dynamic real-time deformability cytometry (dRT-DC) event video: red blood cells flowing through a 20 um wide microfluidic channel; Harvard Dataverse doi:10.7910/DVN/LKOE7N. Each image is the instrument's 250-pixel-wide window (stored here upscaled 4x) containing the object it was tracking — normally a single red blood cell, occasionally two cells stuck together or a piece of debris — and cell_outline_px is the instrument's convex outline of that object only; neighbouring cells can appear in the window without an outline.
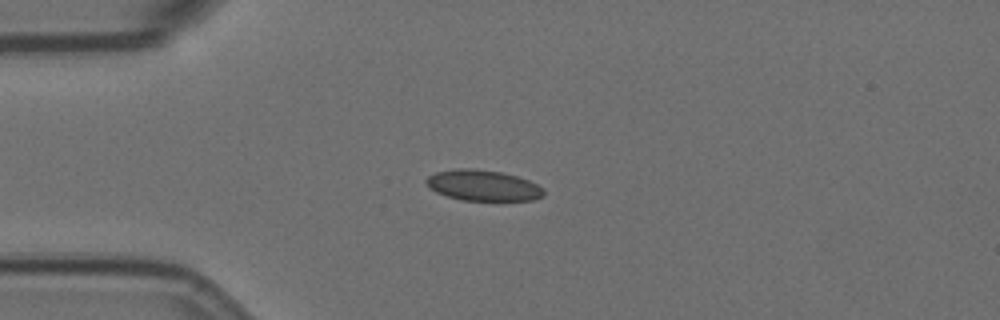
{"species": "Egyptian fruit bat (a non-hibernating species)", "species_latin": "Rousettus aegyptiacus", "temperature_condition": "room temperature", "stored_images_in_passage": 44, "camera_frame_rate_fps": 3000, "um_per_image_px": 0.085, "animal": {"sex": "female"}, "frame": {"image": 1, "passage_image": 1, "time_ms": 0.0, "image_size_px": [1000, 320], "cell_outline_px": [[544, 196], [532, 200], [460, 200], [436, 192], [428, 188], [424, 180], [428, 176], [436, 172], [456, 168], [468, 168], [500, 172], [516, 176], [528, 180], [544, 188]], "centroid_in_image_um": [41.03, 15.76], "position_along_channel_um": 44.0, "area_um2": 21.04}}
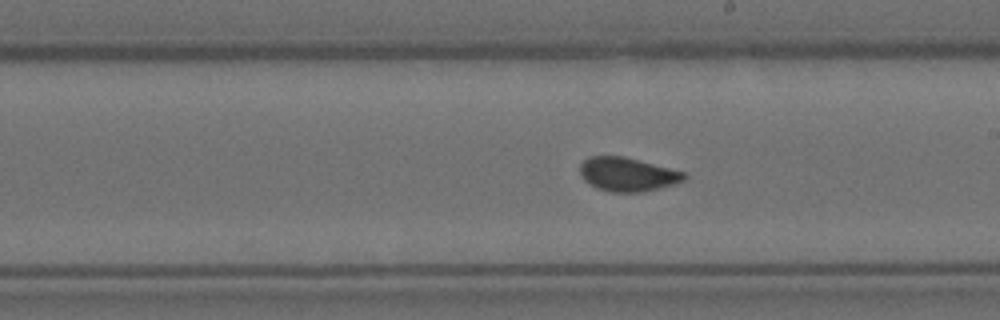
{"frame": {"image": 2, "passage_image": 19, "time_ms": 6.0, "image_size_px": [1000, 320], "cell_outline_px": [[688, 176], [684, 180], [676, 184], [660, 188], [640, 192], [608, 192], [596, 188], [584, 180], [580, 176], [580, 164], [588, 156], [624, 156], [684, 172]], "centroid_in_image_um": [53.32, 14.82], "position_along_channel_um": 235.7, "area_um2": 20.63}}
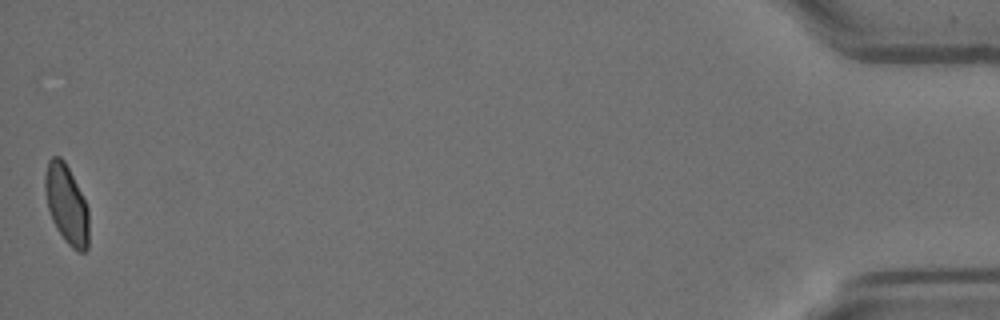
{"frame": {"image": 3, "passage_image": 44, "time_ms": 14.333, "image_size_px": [1000, 320], "cell_outline_px": [[88, 248], [84, 252], [76, 252], [64, 240], [56, 228], [52, 220], [48, 208], [44, 188], [44, 176], [48, 160], [52, 156], [60, 156], [64, 160], [88, 208]], "centroid_in_image_um": [5.64, 17.39], "position_along_channel_um": 429.6, "area_um2": 20.11}, "authors_computed_cell_mechanics": {"area_um2": 20.6924, "velocity_mm_per_s": 3.4926, "shape_relaxation_time_tau1_ms": null, "shape_relaxation_time_tau2_ms": 0.5658, "deformation_change_tau1": null, "deformation_change_tau2": 0.0567}}